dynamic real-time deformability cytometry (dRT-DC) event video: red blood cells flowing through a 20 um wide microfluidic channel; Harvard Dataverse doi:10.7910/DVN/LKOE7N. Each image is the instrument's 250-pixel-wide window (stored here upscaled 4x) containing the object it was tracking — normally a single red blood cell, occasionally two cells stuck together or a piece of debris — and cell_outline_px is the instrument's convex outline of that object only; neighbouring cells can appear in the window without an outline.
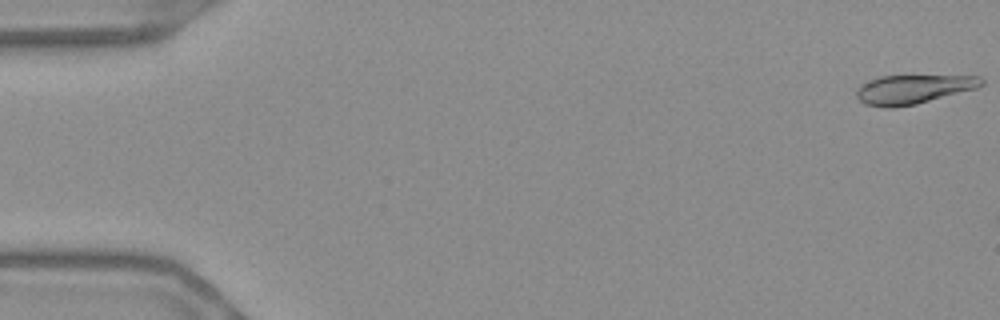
{"species": "Egyptian fruit bat (a non-hibernating species)", "species_latin": "Rousettus aegyptiacus", "temperature_condition": "warm", "stored_images_in_passage": 8, "camera_frame_rate_fps": 3000, "um_per_image_px": 0.085, "frame": {"image": 1, "passage_image": 1, "time_ms": 0.0, "image_size_px": [1000, 320], "cell_outline_px": [[984, 84], [976, 88], [916, 104], [892, 108], [888, 108], [864, 104], [856, 96], [856, 88], [860, 84], [880, 76], [980, 76], [984, 80]], "centroid_in_image_um": [77.58, 7.59], "position_along_channel_um": 7.4, "area_um2": 21.04}}